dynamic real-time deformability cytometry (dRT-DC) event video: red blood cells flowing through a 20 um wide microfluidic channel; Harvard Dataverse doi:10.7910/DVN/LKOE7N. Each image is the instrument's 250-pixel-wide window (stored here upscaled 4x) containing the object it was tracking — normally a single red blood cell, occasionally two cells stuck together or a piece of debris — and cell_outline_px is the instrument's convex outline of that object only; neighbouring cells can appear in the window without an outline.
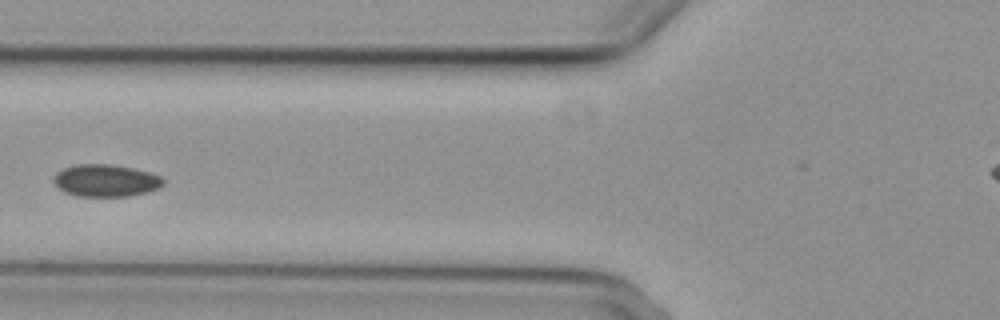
{"species": "common noctule bat (a hibernating species)", "species_latin": "Nyctalus noctula", "temperature_condition": "cold", "stored_images_in_passage": 8, "camera_frame_rate_fps": 3000, "um_per_image_px": 0.085, "animal": {"sex": "female", "body_mass_g": 29.2, "forearm_length_mm": 56.3}, "frame": {"image": 1, "passage_image": 8, "time_ms": 8.0, "image_size_px": [1000, 320], "cell_outline_px": [[164, 184], [160, 188], [148, 192], [128, 196], [76, 196], [64, 192], [56, 188], [52, 180], [52, 176], [56, 172], [64, 168], [76, 164], [112, 164], [132, 168], [148, 172], [160, 176], [164, 180]], "centroid_in_image_um": [8.95, 15.35], "position_along_channel_um": 116.9, "area_um2": 20.87}}